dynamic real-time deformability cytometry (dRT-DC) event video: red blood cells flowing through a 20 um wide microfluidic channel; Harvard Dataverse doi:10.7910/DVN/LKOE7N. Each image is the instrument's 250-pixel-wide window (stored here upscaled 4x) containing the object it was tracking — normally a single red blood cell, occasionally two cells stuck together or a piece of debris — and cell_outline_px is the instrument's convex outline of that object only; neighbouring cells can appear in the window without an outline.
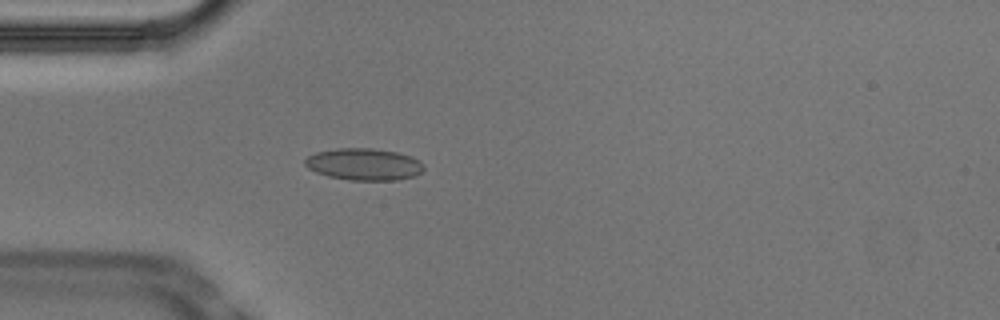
{"species": "Egyptian fruit bat (a non-hibernating species)", "species_latin": "Rousettus aegyptiacus", "temperature_condition": "cold", "stored_images_in_passage": 39, "camera_frame_rate_fps": 3000, "um_per_image_px": 0.085, "animal": {"sex": "male"}, "frame": {"image": 1, "passage_image": 1, "time_ms": 0.0, "image_size_px": [1000, 320], "cell_outline_px": [[424, 168], [416, 176], [396, 180], [348, 180], [328, 176], [316, 172], [308, 168], [304, 164], [304, 160], [308, 156], [316, 152], [336, 148], [372, 148], [396, 152], [412, 156], [420, 160], [424, 164]], "centroid_in_image_um": [30.95, 13.96], "position_along_channel_um": 54.1, "area_um2": 22.25}}
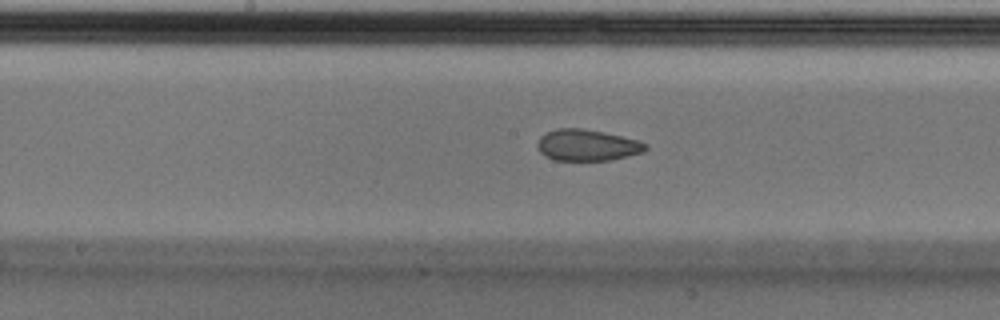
{"frame": {"image": 2, "passage_image": 13, "time_ms": 4.0, "image_size_px": [1000, 320], "cell_outline_px": [[648, 148], [644, 152], [612, 160], [552, 160], [544, 156], [540, 152], [536, 144], [540, 136], [556, 128], [580, 128], [604, 132], [640, 140], [648, 144]], "centroid_in_image_um": [49.92, 12.34], "position_along_channel_um": 198.3, "area_um2": 20.0}}
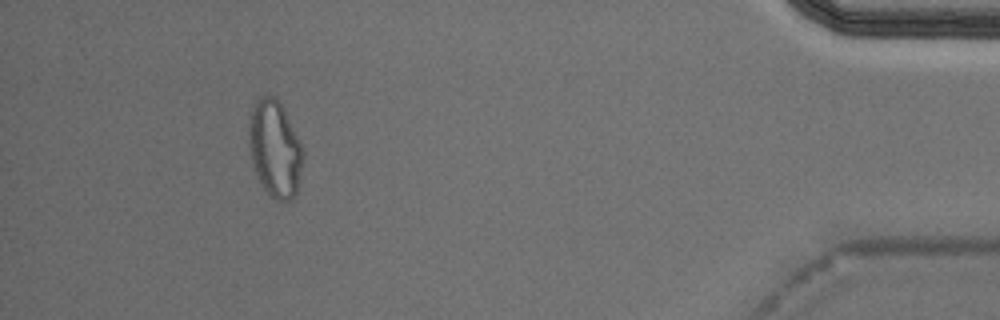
{"frame": {"image": 3, "passage_image": 35, "time_ms": 11.333, "image_size_px": [1000, 320], "cell_outline_px": [[304, 156], [296, 192], [288, 200], [276, 200], [264, 188], [252, 164], [248, 144], [248, 124], [252, 108], [260, 96], [272, 96], [284, 108], [300, 140], [304, 152]], "centroid_in_image_um": [23.36, 12.61], "position_along_channel_um": 411.8, "area_um2": 30.29}, "authors_computed_cell_mechanics": {"area_um2": 21.2704, "velocity_mm_per_s": 3.7306, "shape_relaxation_time_tau1_ms": null, "shape_relaxation_time_tau2_ms": 1.7298, "deformation_change_tau1": null, "deformation_change_tau2": 0.0753}}